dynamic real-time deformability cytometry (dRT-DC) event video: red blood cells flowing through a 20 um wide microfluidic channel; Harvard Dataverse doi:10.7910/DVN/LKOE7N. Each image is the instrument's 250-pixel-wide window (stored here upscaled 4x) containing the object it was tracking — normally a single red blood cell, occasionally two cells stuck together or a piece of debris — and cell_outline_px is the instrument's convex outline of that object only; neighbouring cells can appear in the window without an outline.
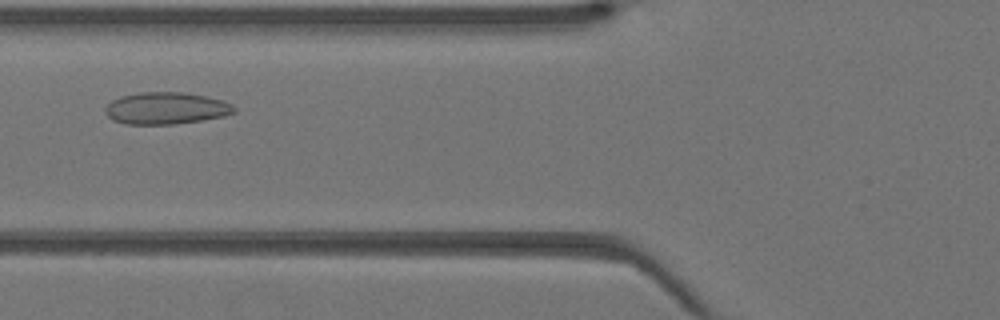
{"species": "Egyptian fruit bat (a non-hibernating species)", "species_latin": "Rousettus aegyptiacus", "temperature_condition": "warm", "stored_images_in_passage": 35, "camera_frame_rate_fps": 3000, "um_per_image_px": 0.085, "animal": {"sex": "female"}, "frame": {"image": 1, "passage_image": 9, "time_ms": 2.667, "image_size_px": [1000, 320], "cell_outline_px": [[236, 112], [224, 116], [176, 124], [124, 124], [112, 120], [104, 112], [104, 108], [112, 100], [120, 96], [140, 92], [184, 92], [204, 96], [220, 100], [232, 104], [236, 108]], "centroid_in_image_um": [14.08, 9.2], "position_along_channel_um": 111.7, "area_um2": 24.04}}
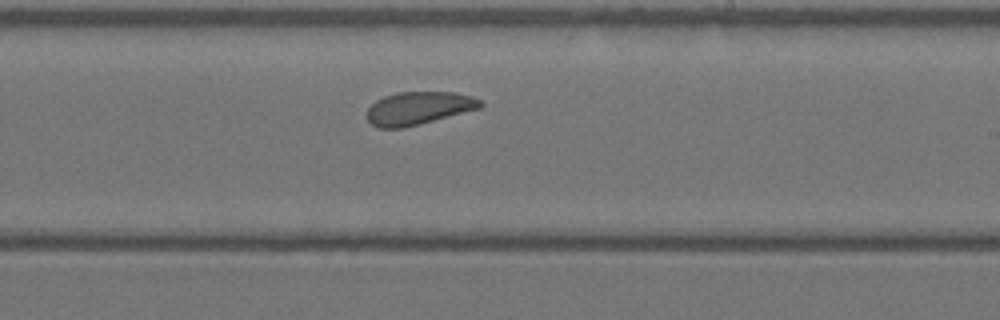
{"frame": {"image": 2, "passage_image": 18, "time_ms": 5.667, "image_size_px": [1000, 320], "cell_outline_px": [[484, 104], [480, 108], [420, 124], [404, 128], [380, 128], [372, 124], [368, 120], [368, 108], [376, 100], [384, 96], [396, 92], [456, 92], [472, 96], [480, 100]], "centroid_in_image_um": [35.59, 9.19], "position_along_channel_um": 253.4, "area_um2": 21.73}}
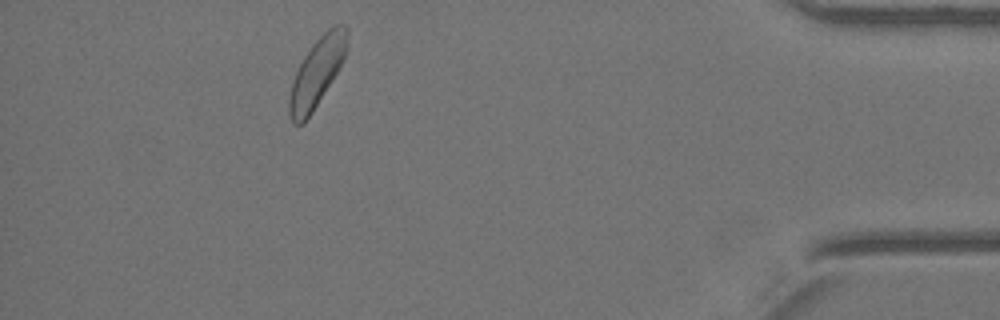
{"frame": {"image": 3, "passage_image": 31, "time_ms": 10.0, "image_size_px": [1000, 320], "cell_outline_px": [[348, 40], [344, 56], [336, 72], [312, 112], [304, 124], [292, 124], [288, 116], [288, 96], [296, 72], [304, 56], [312, 44], [328, 28], [336, 24], [344, 24], [348, 28]], "centroid_in_image_um": [26.9, 6.17], "position_along_channel_um": 408.3, "area_um2": 22.83}}